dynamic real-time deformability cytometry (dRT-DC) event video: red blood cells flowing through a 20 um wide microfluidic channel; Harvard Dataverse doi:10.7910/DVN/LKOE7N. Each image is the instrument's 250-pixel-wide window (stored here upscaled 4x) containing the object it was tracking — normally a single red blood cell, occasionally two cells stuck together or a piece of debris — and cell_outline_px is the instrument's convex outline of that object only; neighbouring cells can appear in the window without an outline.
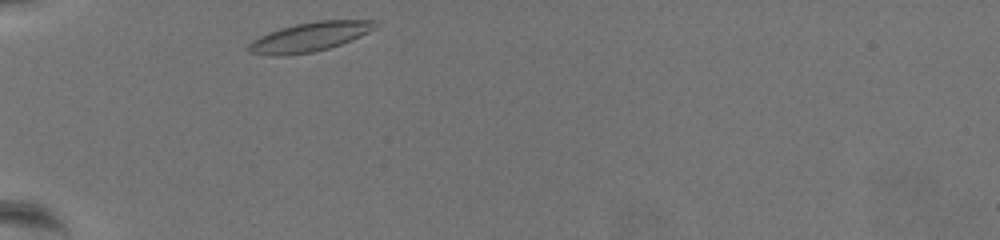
{"species": "common noctule bat (a hibernating species)", "species_latin": "Nyctalus noctula", "temperature_condition": "warm", "stored_images_in_passage": 33, "camera_frame_rate_fps": 3000, "um_per_image_px": 0.085, "animal": {"sex": "female", "body_mass_g": 19.5, "forearm_length_mm": 54.1}, "frame": {"image": 1, "passage_image": 1, "time_ms": 0.0, "image_size_px": [1000, 240], "cell_outline_px": [[376, 28], [352, 40], [328, 48], [312, 52], [280, 56], [272, 56], [248, 52], [248, 44], [252, 40], [268, 32], [280, 28], [296, 24], [316, 20], [376, 20]], "centroid_in_image_um": [26.3, 3.13], "position_along_channel_um": 58.7, "area_um2": 21.56}}
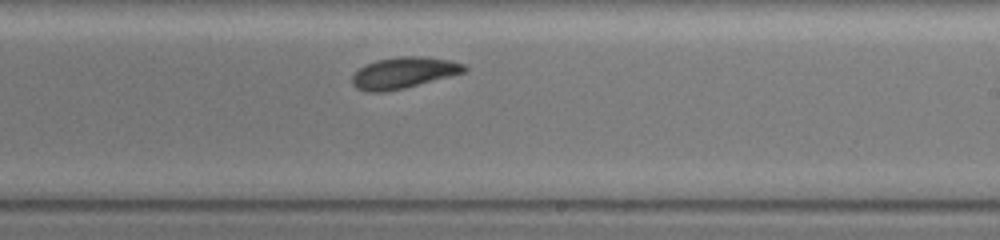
{"frame": {"image": 2, "passage_image": 20, "time_ms": 6.333, "image_size_px": [1000, 240], "cell_outline_px": [[468, 68], [464, 72], [404, 88], [380, 92], [368, 92], [356, 88], [352, 84], [352, 76], [364, 64], [376, 60], [396, 56], [424, 56], [448, 60], [464, 64]], "centroid_in_image_um": [34.27, 6.17], "position_along_channel_um": 254.7, "area_um2": 20.29}}
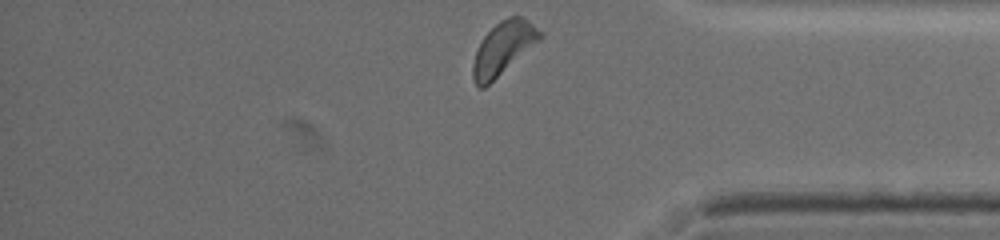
{"frame": {"image": 3, "passage_image": 33, "time_ms": 10.667, "image_size_px": [1000, 240], "cell_outline_px": [[544, 36], [540, 40], [484, 88], [480, 88], [472, 80], [472, 64], [476, 52], [484, 36], [500, 20], [508, 16], [520, 16], [528, 20], [544, 32]], "centroid_in_image_um": [42.79, 4.08], "position_along_channel_um": 392.4, "area_um2": 20.46}, "authors_computed_cell_mechanics": {"area_um2": 20.4034, "velocity_mm_per_s": 3.3911, "shape_relaxation_time_tau1_ms": 5.5993, "shape_relaxation_time_tau2_ms": 3.8297, "deformation_change_tau1": 0.1847, "deformation_change_tau2": 0.1019}}